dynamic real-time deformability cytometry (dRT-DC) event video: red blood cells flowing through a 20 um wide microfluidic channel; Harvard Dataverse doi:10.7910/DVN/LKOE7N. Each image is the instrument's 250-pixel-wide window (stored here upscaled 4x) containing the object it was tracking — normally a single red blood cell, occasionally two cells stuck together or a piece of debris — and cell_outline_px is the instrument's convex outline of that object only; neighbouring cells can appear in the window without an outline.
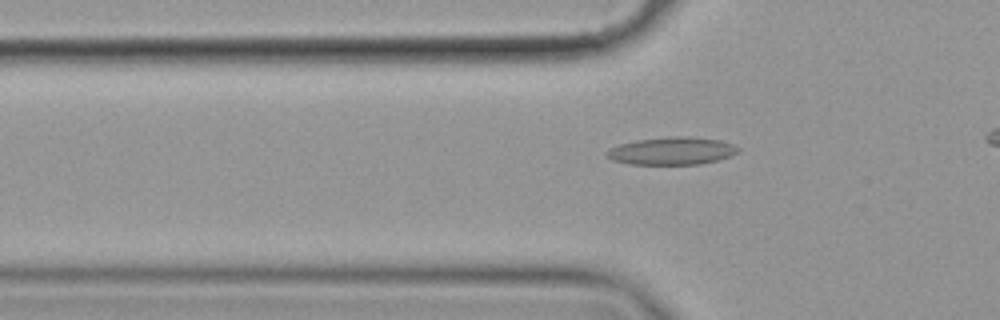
{"species": "common noctule bat (a hibernating species)", "species_latin": "Nyctalus noctula", "temperature_condition": "cold", "stored_images_in_passage": 44, "camera_frame_rate_fps": 3000, "um_per_image_px": 0.085, "animal": {"sex": "female", "body_mass_g": 19.9}, "frame": {"image": 1, "passage_image": 12, "time_ms": 3.667, "image_size_px": [1000, 320], "cell_outline_px": [[740, 152], [732, 156], [700, 164], [628, 164], [612, 160], [604, 156], [604, 152], [608, 148], [620, 144], [636, 140], [668, 136], [688, 136], [720, 140], [732, 144], [740, 148]], "centroid_in_image_um": [57.08, 12.82], "position_along_channel_um": 68.7, "area_um2": 21.44}}
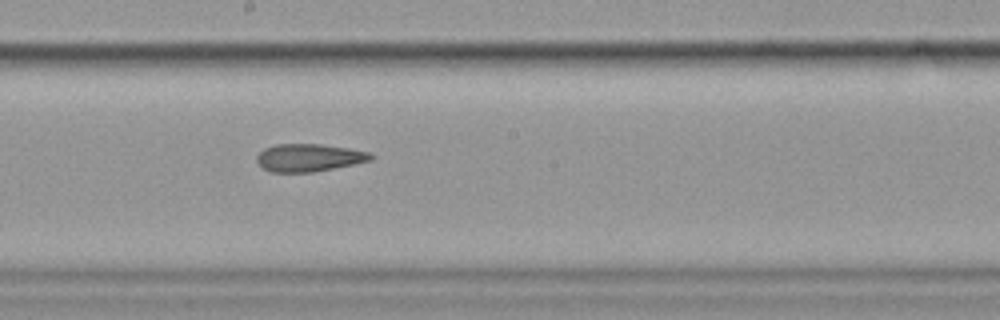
{"frame": {"image": 2, "passage_image": 25, "time_ms": 8.0, "image_size_px": [1000, 320], "cell_outline_px": [[376, 156], [372, 160], [312, 172], [272, 172], [264, 168], [256, 160], [256, 156], [264, 148], [276, 144], [320, 144], [348, 148], [368, 152]], "centroid_in_image_um": [26.25, 13.39], "position_along_channel_um": 221.9, "area_um2": 18.21}}
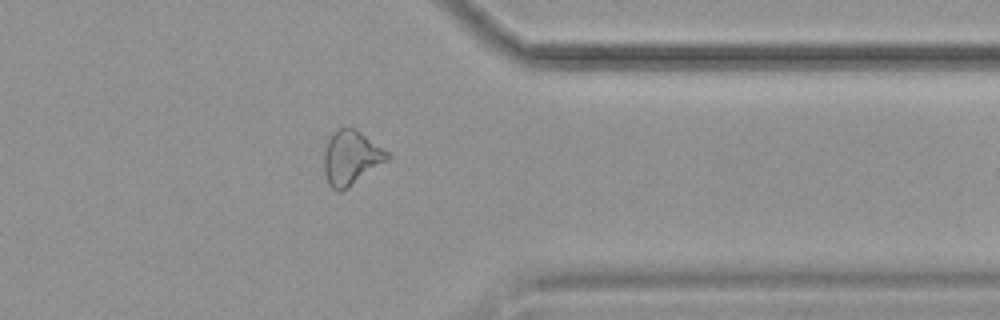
{"frame": {"image": 3, "passage_image": 39, "time_ms": 12.667, "image_size_px": [1000, 320], "cell_outline_px": [[392, 156], [388, 160], [348, 188], [340, 192], [336, 192], [328, 184], [324, 172], [324, 148], [332, 132], [340, 128], [356, 128], [388, 152]], "centroid_in_image_um": [29.83, 13.42], "position_along_channel_um": 381.6, "area_um2": 20.17}, "authors_computed_cell_mechanics": {"area_um2": 19.2474, "velocity_mm_per_s": 3.5527, "shape_relaxation_time_tau1_ms": null, "shape_relaxation_time_tau2_ms": 4.8936, "deformation_change_tau1": null, "deformation_change_tau2": 0.1415}}